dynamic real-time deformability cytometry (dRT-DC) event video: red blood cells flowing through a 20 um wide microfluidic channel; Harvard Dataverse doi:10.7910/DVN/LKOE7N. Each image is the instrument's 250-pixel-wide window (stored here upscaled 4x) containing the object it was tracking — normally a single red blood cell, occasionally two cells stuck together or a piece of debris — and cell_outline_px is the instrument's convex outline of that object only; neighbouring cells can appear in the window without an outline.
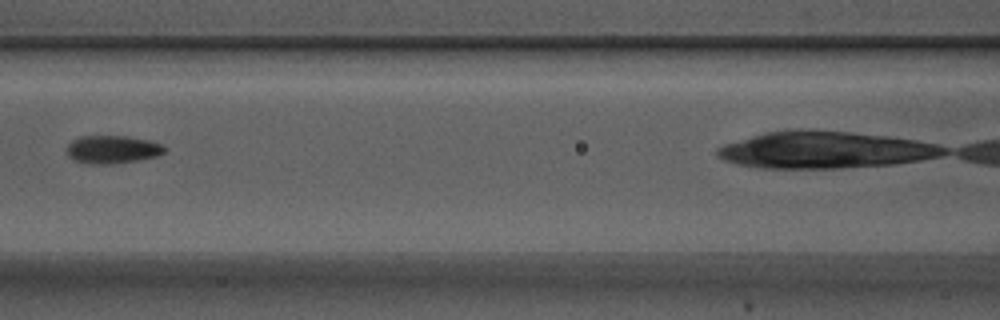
{"species": "Egyptian fruit bat (a non-hibernating species)", "species_latin": "Rousettus aegyptiacus", "temperature_condition": "warm", "stored_images_in_passage": 5, "camera_frame_rate_fps": 3000, "um_per_image_px": 0.085, "animal": {"sex": "male"}, "frame": {"image": 1, "passage_image": 4, "time_ms": 1.0, "image_size_px": [1000, 320], "cell_outline_px": [[164, 152], [156, 156], [136, 160], [112, 164], [88, 164], [72, 160], [68, 156], [68, 144], [72, 140], [80, 136], [128, 136], [148, 140], [160, 144], [164, 148]], "centroid_in_image_um": [9.5, 12.7], "position_along_channel_um": 157.1, "area_um2": 15.84}}